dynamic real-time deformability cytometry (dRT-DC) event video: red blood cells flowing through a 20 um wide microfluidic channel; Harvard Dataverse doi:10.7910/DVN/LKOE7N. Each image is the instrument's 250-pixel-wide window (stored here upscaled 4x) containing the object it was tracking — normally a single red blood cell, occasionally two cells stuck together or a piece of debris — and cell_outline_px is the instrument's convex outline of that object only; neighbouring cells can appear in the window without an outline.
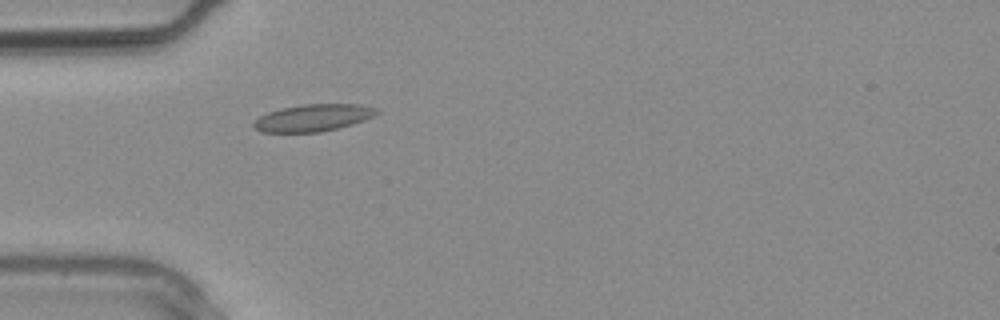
{"species": "common noctule bat (a hibernating species)", "species_latin": "Nyctalus noctula", "temperature_condition": "warm", "stored_images_in_passage": 4, "camera_frame_rate_fps": 3000, "um_per_image_px": 0.085, "animal": {"sex": "male", "body_mass_g": 20.4}, "frame": {"image": 1, "passage_image": 4, "time_ms": 1.0, "image_size_px": [1000, 320], "cell_outline_px": [[380, 112], [364, 120], [352, 124], [320, 132], [260, 132], [252, 128], [252, 124], [260, 116], [268, 112], [280, 108], [304, 104], [356, 104], [380, 108]], "centroid_in_image_um": [26.6, 10.01], "position_along_channel_um": 58.4, "area_um2": 19.42}}